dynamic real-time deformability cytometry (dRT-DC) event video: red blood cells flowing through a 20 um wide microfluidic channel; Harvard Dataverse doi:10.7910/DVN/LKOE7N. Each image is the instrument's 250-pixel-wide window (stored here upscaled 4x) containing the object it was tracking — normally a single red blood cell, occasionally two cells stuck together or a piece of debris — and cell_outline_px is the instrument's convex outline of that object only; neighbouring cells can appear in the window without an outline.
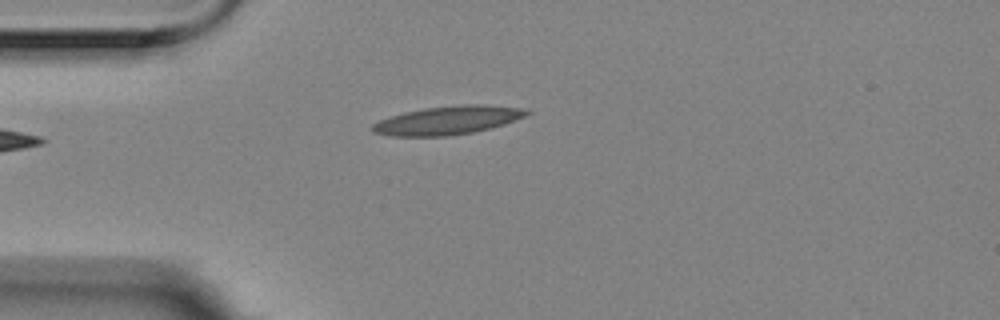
{"species": "Egyptian fruit bat (a non-hibernating species)", "species_latin": "Rousettus aegyptiacus", "temperature_condition": "room temperature", "stored_images_in_passage": 2, "camera_frame_rate_fps": 3000, "um_per_image_px": 0.085, "animal": {"sex": "female"}, "frame": {"image": 1, "passage_image": 2, "time_ms": 0.333, "image_size_px": [1000, 320], "cell_outline_px": [[532, 112], [524, 116], [504, 124], [492, 128], [472, 132], [448, 136], [392, 136], [372, 132], [372, 124], [380, 120], [404, 112], [424, 108], [460, 104], [480, 104], [528, 108]], "centroid_in_image_um": [38.09, 10.21], "position_along_channel_um": 46.9, "area_um2": 25.66}}